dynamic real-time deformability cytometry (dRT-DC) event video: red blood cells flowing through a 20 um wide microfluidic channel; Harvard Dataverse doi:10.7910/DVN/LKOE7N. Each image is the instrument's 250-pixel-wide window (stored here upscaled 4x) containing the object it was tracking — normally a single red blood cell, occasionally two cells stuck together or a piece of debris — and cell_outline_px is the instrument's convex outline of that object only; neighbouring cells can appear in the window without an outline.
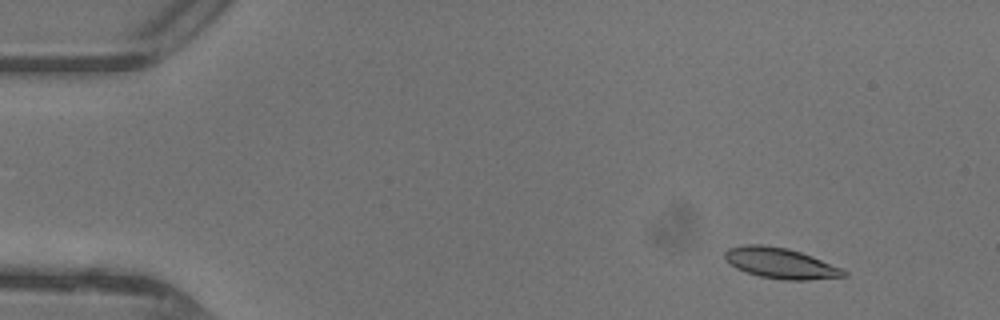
{"species": "common noctule bat (a hibernating species)", "species_latin": "Nyctalus noctula", "temperature_condition": "warm", "stored_images_in_passage": 48, "camera_frame_rate_fps": 3000, "um_per_image_px": 0.085, "animal": {"sex": "female"}, "frame": {"image": 1, "passage_image": 6, "time_ms": 1.667, "image_size_px": [1000, 320], "cell_outline_px": [[848, 276], [808, 280], [784, 280], [760, 276], [736, 268], [724, 256], [724, 252], [728, 248], [744, 244], [760, 244], [788, 248], [812, 256], [840, 268], [848, 272]], "centroid_in_image_um": [66.35, 22.36], "position_along_channel_um": 18.6, "area_um2": 21.04}}
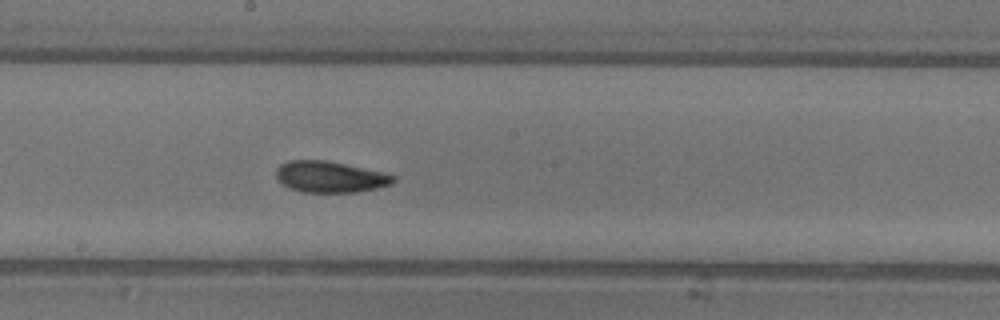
{"frame": {"image": 2, "passage_image": 27, "time_ms": 8.667, "image_size_px": [1000, 320], "cell_outline_px": [[396, 180], [392, 184], [376, 188], [356, 192], [300, 192], [288, 188], [276, 180], [276, 168], [280, 164], [288, 160], [324, 160], [384, 172], [396, 176]], "centroid_in_image_um": [28.02, 15.04], "position_along_channel_um": 220.2, "area_um2": 21.5}}
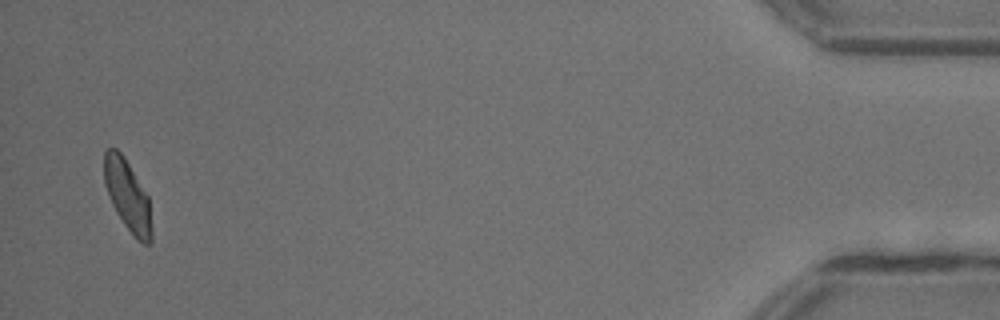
{"frame": {"image": 3, "passage_image": 47, "time_ms": 15.333, "image_size_px": [1000, 320], "cell_outline_px": [[152, 244], [144, 244], [136, 240], [124, 224], [116, 212], [108, 196], [104, 184], [104, 152], [108, 148], [116, 148], [124, 156], [148, 196], [152, 228]], "centroid_in_image_um": [10.84, 16.65], "position_along_channel_um": 424.4, "area_um2": 19.77}, "authors_computed_cell_mechanics": {"area_um2": 20.6635, "velocity_mm_per_s": 4.3802, "shape_relaxation_time_tau1_ms": 5.3447, "shape_relaxation_time_tau2_ms": 2.1551, "deformation_change_tau1": 0.1498, "deformation_change_tau2": 0.0839}}